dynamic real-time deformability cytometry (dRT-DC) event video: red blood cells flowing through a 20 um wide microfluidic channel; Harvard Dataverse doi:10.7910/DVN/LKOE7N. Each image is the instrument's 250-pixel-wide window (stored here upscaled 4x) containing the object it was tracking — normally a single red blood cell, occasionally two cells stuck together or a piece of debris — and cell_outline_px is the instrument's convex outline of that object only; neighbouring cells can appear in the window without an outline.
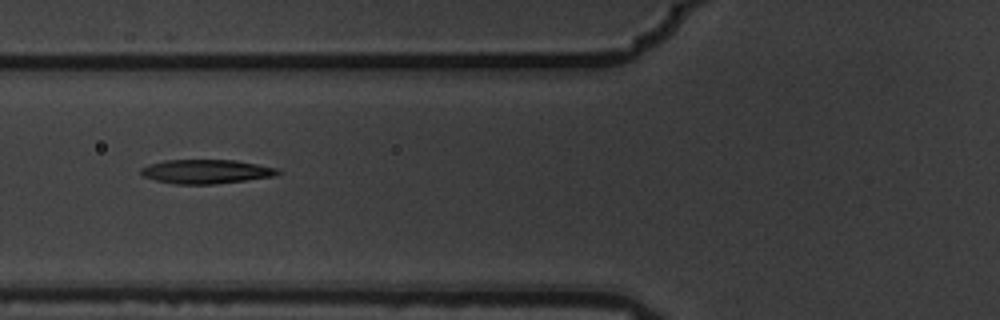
{"species": "common noctule bat (a hibernating species)", "species_latin": "Nyctalus noctula", "temperature_condition": "warm", "stored_images_in_passage": 4, "camera_frame_rate_fps": 3000, "um_per_image_px": 0.085, "animal": {"sex": "male", "body_mass_g": 19.5, "forearm_length_mm": 54.6}, "frame": {"image": 1, "passage_image": 4, "time_ms": 1.0, "image_size_px": [1000, 320], "cell_outline_px": [[280, 172], [276, 176], [212, 184], [176, 184], [156, 180], [144, 176], [140, 172], [140, 168], [148, 164], [164, 160], [236, 160], [280, 168]], "centroid_in_image_um": [17.53, 14.57], "position_along_channel_um": 108.3, "area_um2": 19.19}}